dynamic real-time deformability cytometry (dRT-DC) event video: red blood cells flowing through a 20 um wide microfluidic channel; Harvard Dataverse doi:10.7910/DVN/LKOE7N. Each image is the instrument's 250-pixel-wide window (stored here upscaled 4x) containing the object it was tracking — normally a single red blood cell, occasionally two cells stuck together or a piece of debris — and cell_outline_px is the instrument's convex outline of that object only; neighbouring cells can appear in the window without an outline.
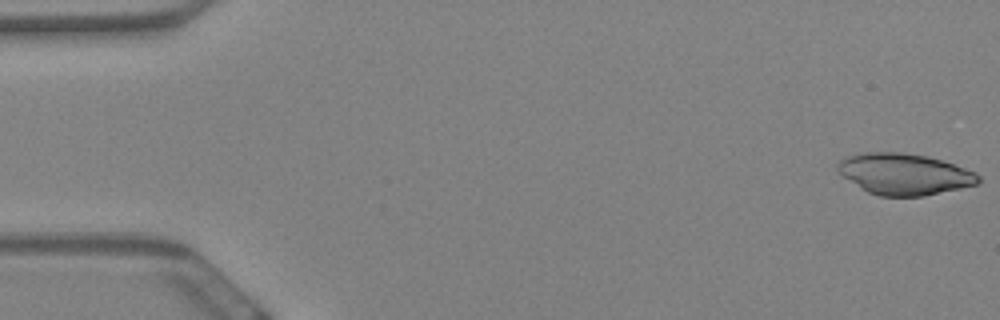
{"species": "Egyptian fruit bat (a non-hibernating species)", "species_latin": "Rousettus aegyptiacus", "temperature_condition": "warm", "stored_images_in_passage": 59, "camera_frame_rate_fps": 3000, "um_per_image_px": 0.085, "animal": {"sex": "female"}, "frame": {"image": 1, "passage_image": 1, "time_ms": 0.0, "image_size_px": [1000, 320], "cell_outline_px": [[980, 184], [924, 196], [880, 196], [868, 192], [860, 188], [836, 172], [836, 164], [844, 156], [860, 152], [904, 152], [928, 156], [976, 172], [980, 176]], "centroid_in_image_um": [76.82, 14.79], "position_along_channel_um": 8.2, "area_um2": 34.22}}
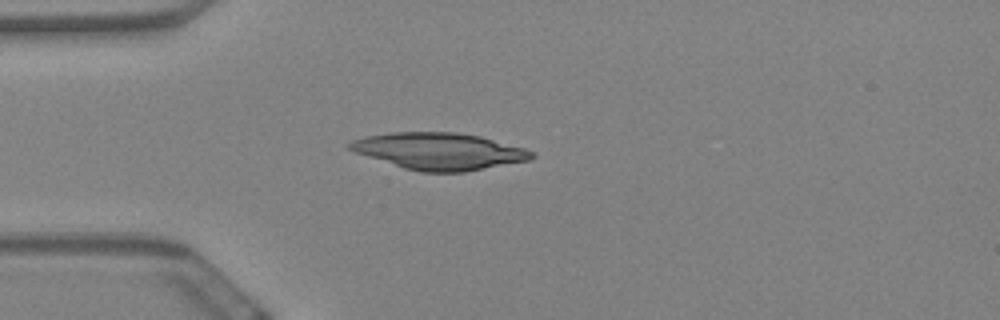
{"frame": {"image": 2, "passage_image": 16, "time_ms": 5.0, "image_size_px": [1000, 320], "cell_outline_px": [[536, 156], [528, 160], [464, 172], [420, 172], [404, 168], [356, 152], [348, 148], [344, 144], [352, 140], [364, 136], [392, 132], [456, 132], [480, 136], [524, 148], [532, 152]], "centroid_in_image_um": [37.29, 12.84], "position_along_channel_um": 47.7, "area_um2": 38.78}}
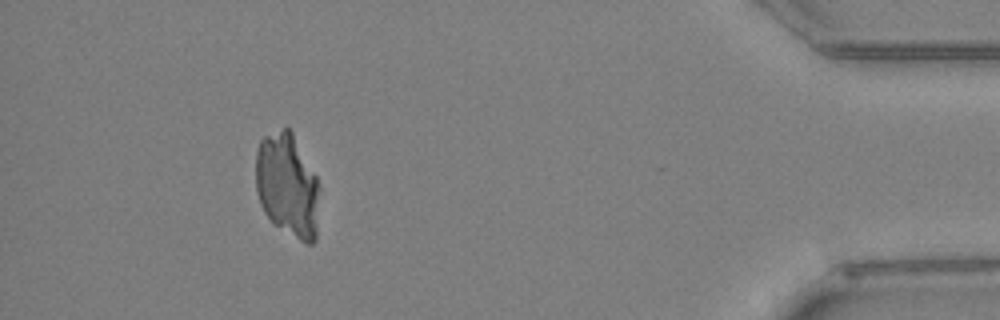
{"frame": {"image": 3, "passage_image": 54, "time_ms": 17.667, "image_size_px": [1000, 320], "cell_outline_px": [[316, 240], [312, 244], [308, 244], [300, 240], [272, 224], [264, 212], [260, 204], [256, 192], [256, 152], [260, 140], [264, 136], [284, 128], [288, 128], [292, 132], [316, 176]], "centroid_in_image_um": [24.37, 15.76], "position_along_channel_um": 410.8, "area_um2": 37.86}}